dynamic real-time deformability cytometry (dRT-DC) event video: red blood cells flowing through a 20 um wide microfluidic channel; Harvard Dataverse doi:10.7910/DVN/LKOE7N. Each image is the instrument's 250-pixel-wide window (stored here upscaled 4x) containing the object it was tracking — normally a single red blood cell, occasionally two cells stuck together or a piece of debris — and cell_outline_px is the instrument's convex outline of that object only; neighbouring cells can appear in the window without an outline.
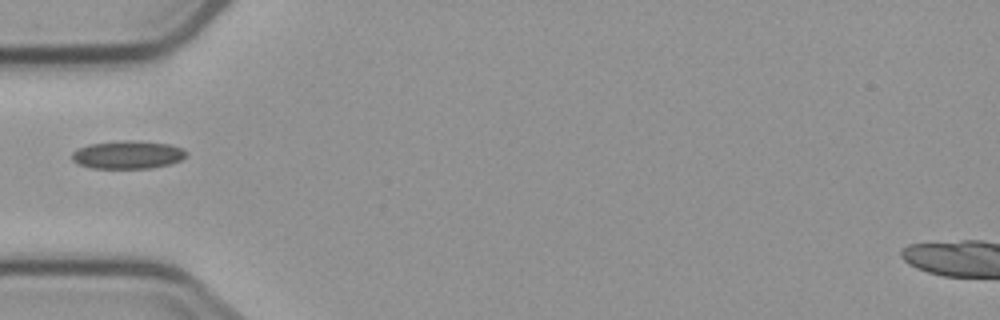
{"species": "common noctule bat (a hibernating species)", "species_latin": "Nyctalus noctula", "temperature_condition": "cold", "stored_images_in_passage": 1, "camera_frame_rate_fps": 3000, "um_per_image_px": 0.085, "animal": {"sex": "male", "body_mass_g": 23.1, "forearm_length_mm": 52.7}, "frame": {"image": 1, "passage_image": 1, "time_ms": 0.0, "image_size_px": [1000, 320], "cell_outline_px": [[188, 152], [180, 160], [168, 164], [148, 168], [92, 168], [80, 164], [72, 160], [72, 152], [76, 148], [88, 144], [124, 140], [128, 140], [168, 144], [184, 148]], "centroid_in_image_um": [10.83, 13.14], "position_along_channel_um": 74.2, "area_um2": 18.55}}